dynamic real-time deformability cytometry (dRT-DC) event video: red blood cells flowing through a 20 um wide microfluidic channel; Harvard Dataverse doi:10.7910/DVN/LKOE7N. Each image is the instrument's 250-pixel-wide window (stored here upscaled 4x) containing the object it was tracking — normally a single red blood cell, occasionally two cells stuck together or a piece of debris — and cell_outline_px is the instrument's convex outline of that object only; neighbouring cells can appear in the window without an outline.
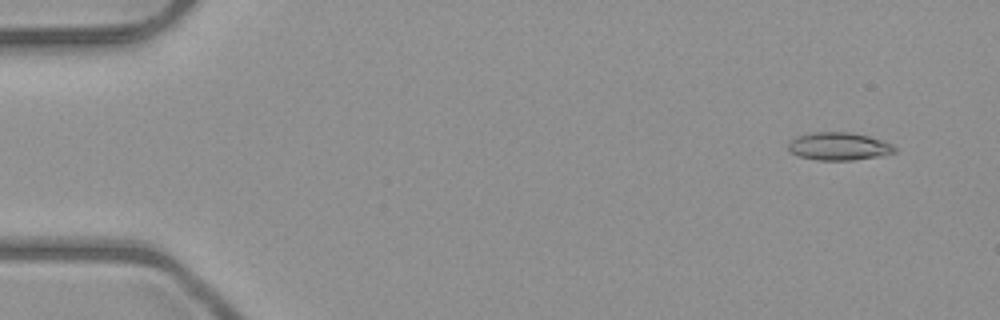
{"species": "common noctule bat (a hibernating species)", "species_latin": "Nyctalus noctula", "temperature_condition": "room temperature", "stored_images_in_passage": 5, "camera_frame_rate_fps": 3000, "um_per_image_px": 0.085, "animal": {"sex": "male", "body_mass_g": 23.1, "forearm_length_mm": 52.7}, "frame": {"image": 1, "passage_image": 1, "time_ms": 0.0, "image_size_px": [1000, 320], "cell_outline_px": [[896, 152], [884, 156], [852, 160], [816, 160], [800, 156], [792, 152], [788, 148], [788, 140], [796, 136], [808, 132], [848, 132], [868, 136], [892, 144], [896, 148]], "centroid_in_image_um": [71.29, 12.43], "position_along_channel_um": 13.7, "area_um2": 17.4}}
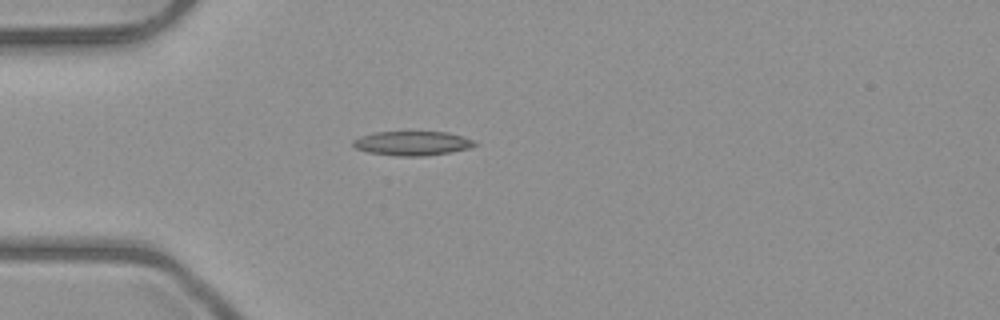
{"frame": {"image": 2, "passage_image": 4, "time_ms": 3.667, "image_size_px": [1000, 320], "cell_outline_px": [[476, 144], [468, 148], [452, 152], [424, 156], [396, 156], [368, 152], [356, 148], [352, 144], [352, 140], [360, 136], [372, 132], [448, 132], [464, 136], [472, 140]], "centroid_in_image_um": [35.01, 12.18], "position_along_channel_um": 50.0, "area_um2": 17.22}}